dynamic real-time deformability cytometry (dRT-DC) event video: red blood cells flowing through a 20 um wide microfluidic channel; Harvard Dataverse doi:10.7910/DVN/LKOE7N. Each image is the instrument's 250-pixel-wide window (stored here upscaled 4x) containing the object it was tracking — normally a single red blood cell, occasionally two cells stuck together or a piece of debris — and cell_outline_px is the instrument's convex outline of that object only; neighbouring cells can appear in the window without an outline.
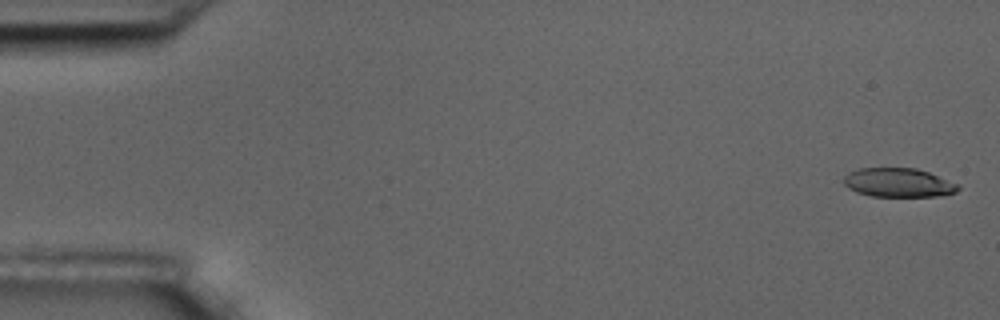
{"species": "common noctule bat (a hibernating species)", "species_latin": "Nyctalus noctula", "temperature_condition": "room temperature", "stored_images_in_passage": 5, "camera_frame_rate_fps": 3000, "um_per_image_px": 0.085, "animal": {"sex": "male", "body_mass_g": 17.5, "forearm_length_mm": 52.3}, "frame": {"image": 1, "passage_image": 1, "time_ms": 0.0, "image_size_px": [1000, 320], "cell_outline_px": [[960, 188], [956, 192], [936, 196], [872, 196], [856, 192], [848, 188], [844, 184], [844, 176], [848, 172], [860, 168], [916, 168], [928, 172], [960, 184]], "centroid_in_image_um": [76.36, 15.52], "position_along_channel_um": 8.6, "area_um2": 19.31}}
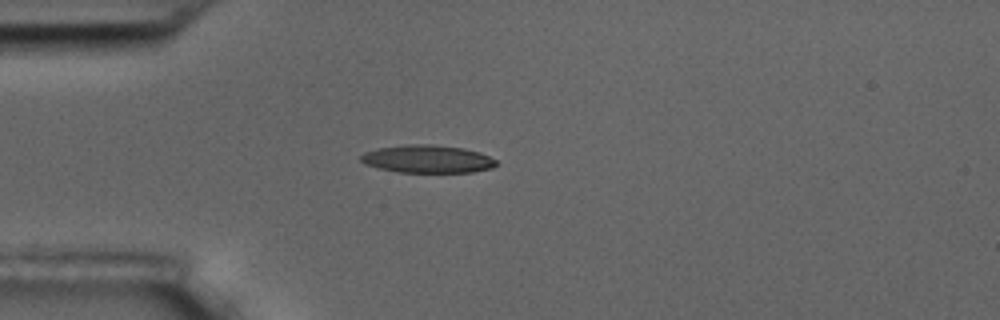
{"frame": {"image": 2, "passage_image": 5, "time_ms": 4.667, "image_size_px": [1000, 320], "cell_outline_px": [[500, 164], [492, 168], [472, 172], [396, 172], [364, 164], [360, 160], [360, 156], [364, 152], [376, 148], [408, 144], [432, 144], [464, 148], [480, 152], [496, 160]], "centroid_in_image_um": [36.34, 13.51], "position_along_channel_um": 48.7, "area_um2": 22.14}}